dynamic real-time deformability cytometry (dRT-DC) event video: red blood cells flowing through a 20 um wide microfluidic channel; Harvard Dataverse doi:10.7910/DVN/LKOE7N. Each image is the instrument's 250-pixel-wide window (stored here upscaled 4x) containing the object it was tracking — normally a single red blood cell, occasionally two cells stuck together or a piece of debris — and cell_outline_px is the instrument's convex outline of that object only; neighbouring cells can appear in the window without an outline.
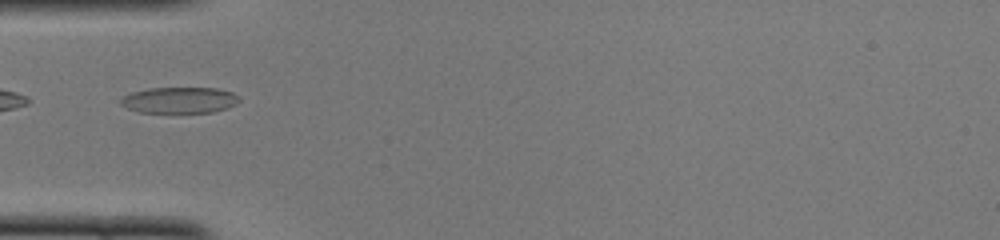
{"species": "common noctule bat (a hibernating species)", "species_latin": "Nyctalus noctula", "temperature_condition": "cold", "stored_images_in_passage": 19, "camera_frame_rate_fps": 3000, "um_per_image_px": 0.085, "animal": {"sex": "female", "body_mass_g": 22.0, "forearm_length_mm": 56.7}, "frame": {"image": 1, "passage_image": 1, "time_ms": 0.0, "image_size_px": [1000, 240], "cell_outline_px": [[240, 100], [236, 104], [228, 108], [212, 112], [140, 112], [128, 108], [120, 104], [120, 96], [132, 92], [148, 88], [216, 88], [232, 92], [240, 96]], "centroid_in_image_um": [15.26, 8.5], "position_along_channel_um": 69.7, "area_um2": 18.09}}
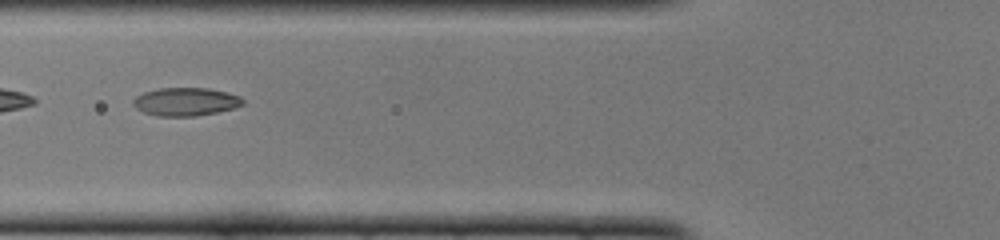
{"frame": {"image": 2, "passage_image": 4, "time_ms": 1.0, "image_size_px": [1000, 240], "cell_outline_px": [[244, 104], [236, 108], [196, 116], [156, 116], [144, 112], [136, 108], [132, 104], [132, 100], [136, 96], [144, 92], [160, 88], [208, 88], [228, 92], [240, 96], [244, 100]], "centroid_in_image_um": [15.8, 8.64], "position_along_channel_um": 110.0, "area_um2": 18.15}}
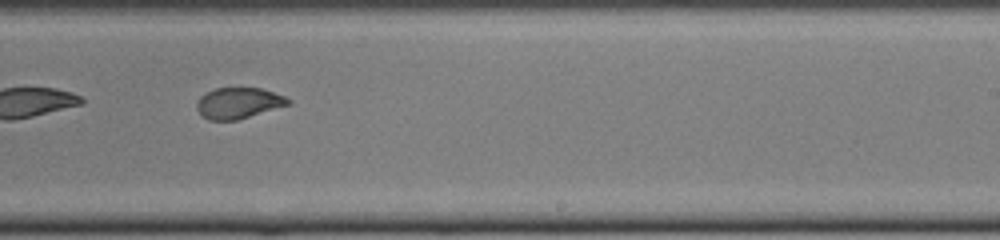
{"frame": {"image": 3, "passage_image": 16, "time_ms": 5.0, "image_size_px": [1000, 240], "cell_outline_px": [[292, 104], [236, 120], [208, 120], [200, 116], [196, 108], [196, 100], [200, 96], [216, 88], [260, 88], [284, 96], [292, 100]], "centroid_in_image_um": [20.25, 8.77], "position_along_channel_um": 268.8, "area_um2": 16.59}}